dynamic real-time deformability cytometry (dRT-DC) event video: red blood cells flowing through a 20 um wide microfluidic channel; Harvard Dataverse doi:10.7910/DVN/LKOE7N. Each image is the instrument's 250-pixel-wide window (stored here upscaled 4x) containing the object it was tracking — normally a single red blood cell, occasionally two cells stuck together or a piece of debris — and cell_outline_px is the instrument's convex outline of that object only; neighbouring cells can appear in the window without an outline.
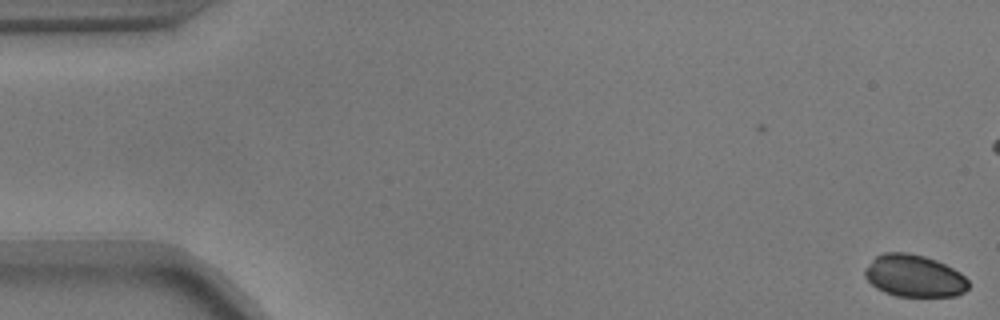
{"species": "common noctule bat (a hibernating species)", "species_latin": "Nyctalus noctula", "temperature_condition": "warm", "stored_images_in_passage": 4, "camera_frame_rate_fps": 3000, "um_per_image_px": 0.085, "animal": {"sex": "male", "body_mass_g": 17.9}, "frame": {"image": 1, "passage_image": 4, "time_ms": 1.0, "image_size_px": [1000, 320], "cell_outline_px": [[968, 288], [964, 292], [956, 296], [896, 296], [884, 292], [876, 288], [864, 276], [864, 268], [876, 256], [884, 252], [908, 252], [924, 256], [936, 260], [960, 272], [968, 280]], "centroid_in_image_um": [77.69, 23.45], "position_along_channel_um": 7.3, "area_um2": 25.49}}